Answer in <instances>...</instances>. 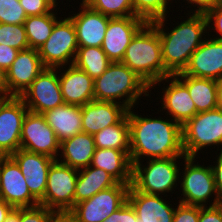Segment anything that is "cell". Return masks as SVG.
<instances>
[{"mask_svg": "<svg viewBox=\"0 0 222 222\" xmlns=\"http://www.w3.org/2000/svg\"><path fill=\"white\" fill-rule=\"evenodd\" d=\"M128 110L130 124V159L132 164L146 159L185 156L182 145V126L170 119L139 115ZM137 113V114H136ZM169 118V119H167Z\"/></svg>", "mask_w": 222, "mask_h": 222, "instance_id": "obj_1", "label": "cell"}, {"mask_svg": "<svg viewBox=\"0 0 222 222\" xmlns=\"http://www.w3.org/2000/svg\"><path fill=\"white\" fill-rule=\"evenodd\" d=\"M167 17L170 16L159 18L150 23L157 29L160 37L165 69L171 75H175L184 71L191 55L208 36L207 20L205 14L185 13L186 20L183 18V21H177L173 27L167 23L169 21ZM165 24L171 25L172 29Z\"/></svg>", "mask_w": 222, "mask_h": 222, "instance_id": "obj_2", "label": "cell"}, {"mask_svg": "<svg viewBox=\"0 0 222 222\" xmlns=\"http://www.w3.org/2000/svg\"><path fill=\"white\" fill-rule=\"evenodd\" d=\"M149 93L150 86L122 62H111L94 80V100L115 102L128 110L139 105L143 96L151 98Z\"/></svg>", "mask_w": 222, "mask_h": 222, "instance_id": "obj_3", "label": "cell"}, {"mask_svg": "<svg viewBox=\"0 0 222 222\" xmlns=\"http://www.w3.org/2000/svg\"><path fill=\"white\" fill-rule=\"evenodd\" d=\"M149 86L171 74L162 61L161 42L157 29L146 23L132 38L121 61Z\"/></svg>", "mask_w": 222, "mask_h": 222, "instance_id": "obj_4", "label": "cell"}, {"mask_svg": "<svg viewBox=\"0 0 222 222\" xmlns=\"http://www.w3.org/2000/svg\"><path fill=\"white\" fill-rule=\"evenodd\" d=\"M185 157L145 159L146 164L143 161L133 163L131 185L142 193L170 196L167 193L173 194L175 189H179L180 165L183 166L179 160Z\"/></svg>", "mask_w": 222, "mask_h": 222, "instance_id": "obj_5", "label": "cell"}, {"mask_svg": "<svg viewBox=\"0 0 222 222\" xmlns=\"http://www.w3.org/2000/svg\"><path fill=\"white\" fill-rule=\"evenodd\" d=\"M195 158L186 156L183 159L184 162L182 160L184 167L180 168V187L177 194L181 196H178L177 200L179 198L180 203L200 207H207L208 202L209 207L221 204L216 192L211 165L206 166L204 162L201 165Z\"/></svg>", "mask_w": 222, "mask_h": 222, "instance_id": "obj_6", "label": "cell"}, {"mask_svg": "<svg viewBox=\"0 0 222 222\" xmlns=\"http://www.w3.org/2000/svg\"><path fill=\"white\" fill-rule=\"evenodd\" d=\"M182 145L185 156L196 159H200L199 152L210 147L222 150V111L216 108L199 112L188 120L182 126Z\"/></svg>", "mask_w": 222, "mask_h": 222, "instance_id": "obj_7", "label": "cell"}, {"mask_svg": "<svg viewBox=\"0 0 222 222\" xmlns=\"http://www.w3.org/2000/svg\"><path fill=\"white\" fill-rule=\"evenodd\" d=\"M79 170L55 160L48 172L46 191L39 205L56 214H68L74 208Z\"/></svg>", "mask_w": 222, "mask_h": 222, "instance_id": "obj_8", "label": "cell"}, {"mask_svg": "<svg viewBox=\"0 0 222 222\" xmlns=\"http://www.w3.org/2000/svg\"><path fill=\"white\" fill-rule=\"evenodd\" d=\"M78 47L74 24L65 11V17L55 23L51 35L38 52L45 67L57 68L72 65Z\"/></svg>", "mask_w": 222, "mask_h": 222, "instance_id": "obj_9", "label": "cell"}, {"mask_svg": "<svg viewBox=\"0 0 222 222\" xmlns=\"http://www.w3.org/2000/svg\"><path fill=\"white\" fill-rule=\"evenodd\" d=\"M130 185L118 182L75 204L68 215L76 222H103L127 201Z\"/></svg>", "mask_w": 222, "mask_h": 222, "instance_id": "obj_10", "label": "cell"}, {"mask_svg": "<svg viewBox=\"0 0 222 222\" xmlns=\"http://www.w3.org/2000/svg\"><path fill=\"white\" fill-rule=\"evenodd\" d=\"M161 83L163 84L161 95H163L160 98H156L161 101V109L157 111L159 113L166 112L164 113L165 115L167 114L166 116L169 115L168 117L183 126L197 114L195 104L190 97L187 87L175 75H170L154 82L150 86V95L154 94L151 91L157 88L155 86L158 85L160 87Z\"/></svg>", "mask_w": 222, "mask_h": 222, "instance_id": "obj_11", "label": "cell"}, {"mask_svg": "<svg viewBox=\"0 0 222 222\" xmlns=\"http://www.w3.org/2000/svg\"><path fill=\"white\" fill-rule=\"evenodd\" d=\"M28 111L43 114L64 103L58 77V68L45 67L31 85L21 94Z\"/></svg>", "mask_w": 222, "mask_h": 222, "instance_id": "obj_12", "label": "cell"}, {"mask_svg": "<svg viewBox=\"0 0 222 222\" xmlns=\"http://www.w3.org/2000/svg\"><path fill=\"white\" fill-rule=\"evenodd\" d=\"M21 149L57 160L60 142L43 114L28 111L22 122Z\"/></svg>", "mask_w": 222, "mask_h": 222, "instance_id": "obj_13", "label": "cell"}, {"mask_svg": "<svg viewBox=\"0 0 222 222\" xmlns=\"http://www.w3.org/2000/svg\"><path fill=\"white\" fill-rule=\"evenodd\" d=\"M28 112L20 97H0V156L20 149L23 119Z\"/></svg>", "mask_w": 222, "mask_h": 222, "instance_id": "obj_14", "label": "cell"}, {"mask_svg": "<svg viewBox=\"0 0 222 222\" xmlns=\"http://www.w3.org/2000/svg\"><path fill=\"white\" fill-rule=\"evenodd\" d=\"M0 198L15 209L39 205L31 195L20 167L10 156H0Z\"/></svg>", "mask_w": 222, "mask_h": 222, "instance_id": "obj_15", "label": "cell"}, {"mask_svg": "<svg viewBox=\"0 0 222 222\" xmlns=\"http://www.w3.org/2000/svg\"><path fill=\"white\" fill-rule=\"evenodd\" d=\"M146 23L144 19L138 16L109 19L101 47L111 62L122 61L132 38Z\"/></svg>", "mask_w": 222, "mask_h": 222, "instance_id": "obj_16", "label": "cell"}, {"mask_svg": "<svg viewBox=\"0 0 222 222\" xmlns=\"http://www.w3.org/2000/svg\"><path fill=\"white\" fill-rule=\"evenodd\" d=\"M10 157L20 167L31 195L40 202L44 198L48 172L55 159L21 148Z\"/></svg>", "mask_w": 222, "mask_h": 222, "instance_id": "obj_17", "label": "cell"}, {"mask_svg": "<svg viewBox=\"0 0 222 222\" xmlns=\"http://www.w3.org/2000/svg\"><path fill=\"white\" fill-rule=\"evenodd\" d=\"M44 68L38 50L32 48L20 50L6 71L8 97H20Z\"/></svg>", "mask_w": 222, "mask_h": 222, "instance_id": "obj_18", "label": "cell"}, {"mask_svg": "<svg viewBox=\"0 0 222 222\" xmlns=\"http://www.w3.org/2000/svg\"><path fill=\"white\" fill-rule=\"evenodd\" d=\"M182 73L199 78L222 79V40L207 36L191 55Z\"/></svg>", "mask_w": 222, "mask_h": 222, "instance_id": "obj_19", "label": "cell"}, {"mask_svg": "<svg viewBox=\"0 0 222 222\" xmlns=\"http://www.w3.org/2000/svg\"><path fill=\"white\" fill-rule=\"evenodd\" d=\"M78 9L79 12L71 11L73 14L67 15L74 24L78 46L101 47L111 17L91 9L82 1Z\"/></svg>", "mask_w": 222, "mask_h": 222, "instance_id": "obj_20", "label": "cell"}, {"mask_svg": "<svg viewBox=\"0 0 222 222\" xmlns=\"http://www.w3.org/2000/svg\"><path fill=\"white\" fill-rule=\"evenodd\" d=\"M64 103L83 106L94 100V80L74 64L57 67Z\"/></svg>", "mask_w": 222, "mask_h": 222, "instance_id": "obj_21", "label": "cell"}, {"mask_svg": "<svg viewBox=\"0 0 222 222\" xmlns=\"http://www.w3.org/2000/svg\"><path fill=\"white\" fill-rule=\"evenodd\" d=\"M167 198L170 200V197L142 193L132 185L127 194V201L135 209L140 222H173L174 207L178 200L173 202V206Z\"/></svg>", "mask_w": 222, "mask_h": 222, "instance_id": "obj_22", "label": "cell"}, {"mask_svg": "<svg viewBox=\"0 0 222 222\" xmlns=\"http://www.w3.org/2000/svg\"><path fill=\"white\" fill-rule=\"evenodd\" d=\"M128 113V109L115 102L96 101L81 106L82 132L90 135L119 123Z\"/></svg>", "mask_w": 222, "mask_h": 222, "instance_id": "obj_23", "label": "cell"}, {"mask_svg": "<svg viewBox=\"0 0 222 222\" xmlns=\"http://www.w3.org/2000/svg\"><path fill=\"white\" fill-rule=\"evenodd\" d=\"M95 149L93 135L80 132L72 138L60 142V152L57 160L80 170L91 164Z\"/></svg>", "mask_w": 222, "mask_h": 222, "instance_id": "obj_24", "label": "cell"}, {"mask_svg": "<svg viewBox=\"0 0 222 222\" xmlns=\"http://www.w3.org/2000/svg\"><path fill=\"white\" fill-rule=\"evenodd\" d=\"M90 166L103 169L119 183H132L133 164L130 159V151L96 148Z\"/></svg>", "mask_w": 222, "mask_h": 222, "instance_id": "obj_25", "label": "cell"}, {"mask_svg": "<svg viewBox=\"0 0 222 222\" xmlns=\"http://www.w3.org/2000/svg\"><path fill=\"white\" fill-rule=\"evenodd\" d=\"M59 142L82 132L81 106L63 103L43 113Z\"/></svg>", "mask_w": 222, "mask_h": 222, "instance_id": "obj_26", "label": "cell"}, {"mask_svg": "<svg viewBox=\"0 0 222 222\" xmlns=\"http://www.w3.org/2000/svg\"><path fill=\"white\" fill-rule=\"evenodd\" d=\"M117 183L118 181L103 169L90 165L80 169L75 187L74 206Z\"/></svg>", "mask_w": 222, "mask_h": 222, "instance_id": "obj_27", "label": "cell"}, {"mask_svg": "<svg viewBox=\"0 0 222 222\" xmlns=\"http://www.w3.org/2000/svg\"><path fill=\"white\" fill-rule=\"evenodd\" d=\"M175 76L187 87L197 113L217 108V80L184 75Z\"/></svg>", "mask_w": 222, "mask_h": 222, "instance_id": "obj_28", "label": "cell"}, {"mask_svg": "<svg viewBox=\"0 0 222 222\" xmlns=\"http://www.w3.org/2000/svg\"><path fill=\"white\" fill-rule=\"evenodd\" d=\"M59 8L43 15L27 16L24 22L29 48L38 50L52 33L55 23L61 18L57 16ZM55 10V11H54Z\"/></svg>", "mask_w": 222, "mask_h": 222, "instance_id": "obj_29", "label": "cell"}, {"mask_svg": "<svg viewBox=\"0 0 222 222\" xmlns=\"http://www.w3.org/2000/svg\"><path fill=\"white\" fill-rule=\"evenodd\" d=\"M96 148L130 151V124L126 115L119 123L108 126L93 135Z\"/></svg>", "mask_w": 222, "mask_h": 222, "instance_id": "obj_30", "label": "cell"}, {"mask_svg": "<svg viewBox=\"0 0 222 222\" xmlns=\"http://www.w3.org/2000/svg\"><path fill=\"white\" fill-rule=\"evenodd\" d=\"M111 61L102 47H78L74 65L85 71L93 80L101 76Z\"/></svg>", "mask_w": 222, "mask_h": 222, "instance_id": "obj_31", "label": "cell"}, {"mask_svg": "<svg viewBox=\"0 0 222 222\" xmlns=\"http://www.w3.org/2000/svg\"><path fill=\"white\" fill-rule=\"evenodd\" d=\"M133 11L147 23L170 15L171 4L174 0H132ZM171 2V3H170ZM170 7V8H169ZM168 14V15H167Z\"/></svg>", "mask_w": 222, "mask_h": 222, "instance_id": "obj_32", "label": "cell"}, {"mask_svg": "<svg viewBox=\"0 0 222 222\" xmlns=\"http://www.w3.org/2000/svg\"><path fill=\"white\" fill-rule=\"evenodd\" d=\"M84 3L91 9L111 18L136 16L132 0H86Z\"/></svg>", "mask_w": 222, "mask_h": 222, "instance_id": "obj_33", "label": "cell"}, {"mask_svg": "<svg viewBox=\"0 0 222 222\" xmlns=\"http://www.w3.org/2000/svg\"><path fill=\"white\" fill-rule=\"evenodd\" d=\"M0 44H4L17 50L29 48L24 24L0 23Z\"/></svg>", "mask_w": 222, "mask_h": 222, "instance_id": "obj_34", "label": "cell"}, {"mask_svg": "<svg viewBox=\"0 0 222 222\" xmlns=\"http://www.w3.org/2000/svg\"><path fill=\"white\" fill-rule=\"evenodd\" d=\"M27 15L19 0H0V23L24 24Z\"/></svg>", "mask_w": 222, "mask_h": 222, "instance_id": "obj_35", "label": "cell"}, {"mask_svg": "<svg viewBox=\"0 0 222 222\" xmlns=\"http://www.w3.org/2000/svg\"><path fill=\"white\" fill-rule=\"evenodd\" d=\"M55 215L52 210L41 205L20 208V222H52Z\"/></svg>", "mask_w": 222, "mask_h": 222, "instance_id": "obj_36", "label": "cell"}, {"mask_svg": "<svg viewBox=\"0 0 222 222\" xmlns=\"http://www.w3.org/2000/svg\"><path fill=\"white\" fill-rule=\"evenodd\" d=\"M205 17L207 20V29L210 31L208 32V36H212V38L217 40H222V3L208 11ZM210 29H212L213 33L215 32L216 35H213Z\"/></svg>", "mask_w": 222, "mask_h": 222, "instance_id": "obj_37", "label": "cell"}, {"mask_svg": "<svg viewBox=\"0 0 222 222\" xmlns=\"http://www.w3.org/2000/svg\"><path fill=\"white\" fill-rule=\"evenodd\" d=\"M200 206L176 204L173 222H199Z\"/></svg>", "mask_w": 222, "mask_h": 222, "instance_id": "obj_38", "label": "cell"}, {"mask_svg": "<svg viewBox=\"0 0 222 222\" xmlns=\"http://www.w3.org/2000/svg\"><path fill=\"white\" fill-rule=\"evenodd\" d=\"M27 16L50 13L54 6L48 0H19Z\"/></svg>", "mask_w": 222, "mask_h": 222, "instance_id": "obj_39", "label": "cell"}, {"mask_svg": "<svg viewBox=\"0 0 222 222\" xmlns=\"http://www.w3.org/2000/svg\"><path fill=\"white\" fill-rule=\"evenodd\" d=\"M103 222H138V217L135 209L126 201Z\"/></svg>", "mask_w": 222, "mask_h": 222, "instance_id": "obj_40", "label": "cell"}, {"mask_svg": "<svg viewBox=\"0 0 222 222\" xmlns=\"http://www.w3.org/2000/svg\"><path fill=\"white\" fill-rule=\"evenodd\" d=\"M185 4L191 7L187 14H206L212 8L220 5L222 0H183ZM190 4V5H189ZM193 6V7H192Z\"/></svg>", "mask_w": 222, "mask_h": 222, "instance_id": "obj_41", "label": "cell"}, {"mask_svg": "<svg viewBox=\"0 0 222 222\" xmlns=\"http://www.w3.org/2000/svg\"><path fill=\"white\" fill-rule=\"evenodd\" d=\"M199 222H222V203L211 207H200Z\"/></svg>", "mask_w": 222, "mask_h": 222, "instance_id": "obj_42", "label": "cell"}, {"mask_svg": "<svg viewBox=\"0 0 222 222\" xmlns=\"http://www.w3.org/2000/svg\"><path fill=\"white\" fill-rule=\"evenodd\" d=\"M217 156L213 158L216 161H213V164H211V168L214 175V181H215V188L217 195L219 197V200L222 202V150L218 153V151H214Z\"/></svg>", "mask_w": 222, "mask_h": 222, "instance_id": "obj_43", "label": "cell"}, {"mask_svg": "<svg viewBox=\"0 0 222 222\" xmlns=\"http://www.w3.org/2000/svg\"><path fill=\"white\" fill-rule=\"evenodd\" d=\"M19 50L16 48L0 44V68L7 71L17 57Z\"/></svg>", "mask_w": 222, "mask_h": 222, "instance_id": "obj_44", "label": "cell"}, {"mask_svg": "<svg viewBox=\"0 0 222 222\" xmlns=\"http://www.w3.org/2000/svg\"><path fill=\"white\" fill-rule=\"evenodd\" d=\"M14 208L0 198V222H4Z\"/></svg>", "mask_w": 222, "mask_h": 222, "instance_id": "obj_45", "label": "cell"}, {"mask_svg": "<svg viewBox=\"0 0 222 222\" xmlns=\"http://www.w3.org/2000/svg\"><path fill=\"white\" fill-rule=\"evenodd\" d=\"M0 97H8L6 71L0 68Z\"/></svg>", "mask_w": 222, "mask_h": 222, "instance_id": "obj_46", "label": "cell"}, {"mask_svg": "<svg viewBox=\"0 0 222 222\" xmlns=\"http://www.w3.org/2000/svg\"><path fill=\"white\" fill-rule=\"evenodd\" d=\"M4 222H20V208H14Z\"/></svg>", "mask_w": 222, "mask_h": 222, "instance_id": "obj_47", "label": "cell"}, {"mask_svg": "<svg viewBox=\"0 0 222 222\" xmlns=\"http://www.w3.org/2000/svg\"><path fill=\"white\" fill-rule=\"evenodd\" d=\"M217 108L222 111V79L217 80Z\"/></svg>", "mask_w": 222, "mask_h": 222, "instance_id": "obj_48", "label": "cell"}, {"mask_svg": "<svg viewBox=\"0 0 222 222\" xmlns=\"http://www.w3.org/2000/svg\"><path fill=\"white\" fill-rule=\"evenodd\" d=\"M52 222H76L68 214H56Z\"/></svg>", "mask_w": 222, "mask_h": 222, "instance_id": "obj_49", "label": "cell"}, {"mask_svg": "<svg viewBox=\"0 0 222 222\" xmlns=\"http://www.w3.org/2000/svg\"><path fill=\"white\" fill-rule=\"evenodd\" d=\"M53 6L54 8L57 6L59 7L60 5H58L61 1L60 0H48ZM62 4H63V0H62Z\"/></svg>", "mask_w": 222, "mask_h": 222, "instance_id": "obj_50", "label": "cell"}]
</instances>
